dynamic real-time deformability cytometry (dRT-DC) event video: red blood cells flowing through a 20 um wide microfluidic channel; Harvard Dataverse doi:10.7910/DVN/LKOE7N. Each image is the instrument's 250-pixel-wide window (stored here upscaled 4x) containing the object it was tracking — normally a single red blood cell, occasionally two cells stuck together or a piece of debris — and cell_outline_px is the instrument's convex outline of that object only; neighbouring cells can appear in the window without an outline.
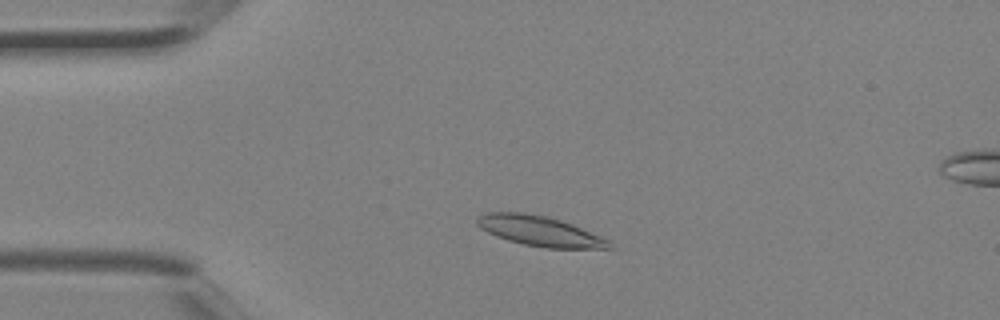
{"species": "Egyptian fruit bat (a non-hibernating species)", "species_latin": "Rousettus aegyptiacus", "temperature_condition": "room temperature", "stored_images_in_passage": 4, "camera_frame_rate_fps": 3000, "um_per_image_px": 0.085, "animal": {"sex": "female"}, "frame": {"image": 1, "passage_image": 2, "time_ms": 0.333, "image_size_px": [1000, 320], "cell_outline_px": [[616, 248], [544, 248], [524, 244], [508, 240], [496, 236], [480, 228], [476, 224], [476, 220], [480, 216], [488, 212], [524, 212], [548, 216], [572, 224], [600, 236], [608, 240]], "centroid_in_image_um": [45.87, 19.63], "position_along_channel_um": 39.1, "area_um2": 23.06}}
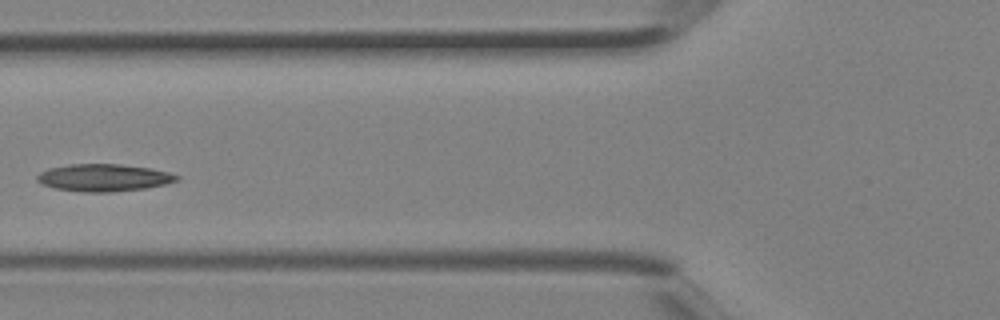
{"frame": {"image": 2, "passage_image": 4, "time_ms": 1.0, "image_size_px": [1000, 320], "cell_outline_px": [[180, 180], [164, 184], [144, 188], [112, 192], [80, 192], [52, 188], [36, 180], [36, 176], [40, 172], [48, 168], [72, 164], [120, 164], [148, 168], [168, 172], [180, 176]], "centroid_in_image_um": [8.79, 15.1], "position_along_channel_um": 117.0, "area_um2": 22.2}}